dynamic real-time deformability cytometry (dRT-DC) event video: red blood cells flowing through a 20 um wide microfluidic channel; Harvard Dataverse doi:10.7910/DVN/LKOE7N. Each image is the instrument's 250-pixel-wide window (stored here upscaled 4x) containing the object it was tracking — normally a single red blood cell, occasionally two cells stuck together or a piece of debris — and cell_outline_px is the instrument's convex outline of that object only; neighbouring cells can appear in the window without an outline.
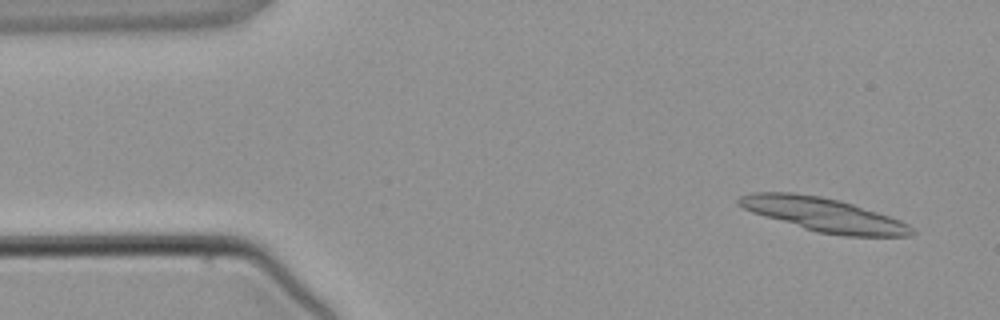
{"species": "common noctule bat (a hibernating species)", "species_latin": "Nyctalus noctula", "temperature_condition": "warm", "stored_images_in_passage": 4, "segment_of_instrument_passage": [1, 2], "camera_frame_rate_fps": 3000, "um_per_image_px": 0.085, "animal": {"sex": "male", "body_mass_g": 21.5, "forearm_length_mm": 52.0}, "frame": {"image": 1, "passage_image": 1, "time_ms": 0.0, "image_size_px": [1000, 320], "cell_outline_px": [[916, 232], [908, 236], [844, 236], [816, 232], [764, 216], [752, 212], [736, 204], [736, 200], [740, 196], [752, 192], [792, 192], [820, 196], [840, 200], [900, 220], [908, 224]], "centroid_in_image_um": [69.97, 18.24], "position_along_channel_um": 15.0, "area_um2": 33.81}}